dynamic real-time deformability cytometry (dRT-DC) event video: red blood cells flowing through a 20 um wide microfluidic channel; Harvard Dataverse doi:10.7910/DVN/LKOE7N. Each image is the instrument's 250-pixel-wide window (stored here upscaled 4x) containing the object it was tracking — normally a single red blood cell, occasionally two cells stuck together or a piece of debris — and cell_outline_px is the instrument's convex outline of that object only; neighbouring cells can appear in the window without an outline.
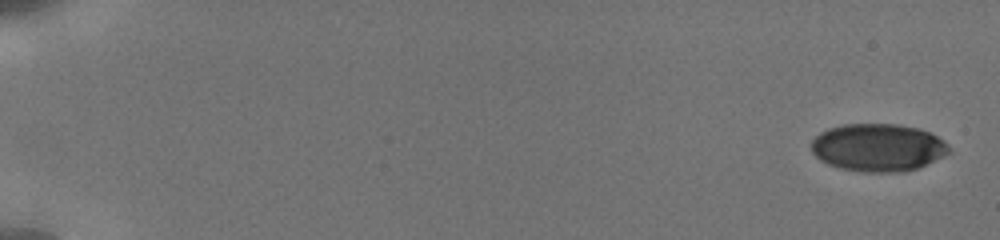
{"species": "human", "species_latin": "Homo sapiens", "temperature_condition": "cold", "stored_images_in_passage": 39, "camera_frame_rate_fps": 3000, "um_per_image_px": 0.085, "donor": {"sex": "male"}, "frame": {"image": 1, "passage_image": 1, "time_ms": 0.0, "image_size_px": [1000, 240], "cell_outline_px": [[952, 152], [916, 168], [904, 172], [864, 172], [840, 168], [828, 164], [820, 160], [812, 152], [812, 140], [820, 132], [828, 128], [844, 124], [896, 124], [920, 128], [944, 140], [948, 144]], "centroid_in_image_um": [74.63, 12.53], "position_along_channel_um": 10.4, "area_um2": 38.32}}
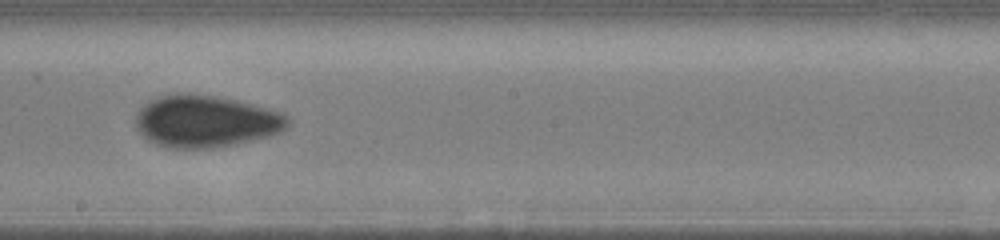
{"frame": {"image": 2, "passage_image": 23, "time_ms": 10.667, "image_size_px": [1000, 240], "cell_outline_px": [[292, 120], [288, 128], [280, 132], [268, 136], [236, 144], [212, 148], [172, 148], [156, 144], [148, 140], [136, 128], [136, 116], [140, 108], [148, 100], [160, 96], [188, 92], [216, 96], [236, 100], [284, 112]], "centroid_in_image_um": [17.52, 10.3], "position_along_channel_um": 230.7, "area_um2": 46.47}}
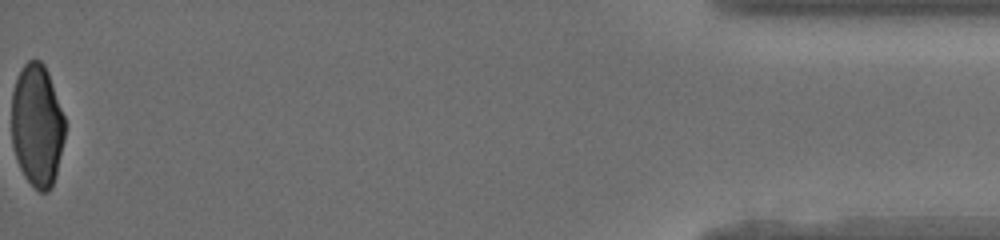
{"frame": {"image": 3, "passage_image": 39, "time_ms": 18.0, "image_size_px": [1000, 240], "cell_outline_px": [[64, 140], [56, 172], [52, 184], [48, 192], [40, 192], [24, 176], [16, 160], [12, 144], [12, 92], [16, 80], [24, 64], [28, 60], [40, 60], [44, 64], [48, 72], [64, 116]], "centroid_in_image_um": [3.14, 10.65], "position_along_channel_um": 432.1, "area_um2": 37.8}, "authors_computed_cell_mechanics": {"area_um2": 41.038, "velocity_mm_per_s": 3.8493, "shape_relaxation_time_tau1_ms": 5.676, "shape_relaxation_time_tau2_ms": 0.9014, "deformation_change_tau1": 0.1395, "deformation_change_tau2": 0.0362}}